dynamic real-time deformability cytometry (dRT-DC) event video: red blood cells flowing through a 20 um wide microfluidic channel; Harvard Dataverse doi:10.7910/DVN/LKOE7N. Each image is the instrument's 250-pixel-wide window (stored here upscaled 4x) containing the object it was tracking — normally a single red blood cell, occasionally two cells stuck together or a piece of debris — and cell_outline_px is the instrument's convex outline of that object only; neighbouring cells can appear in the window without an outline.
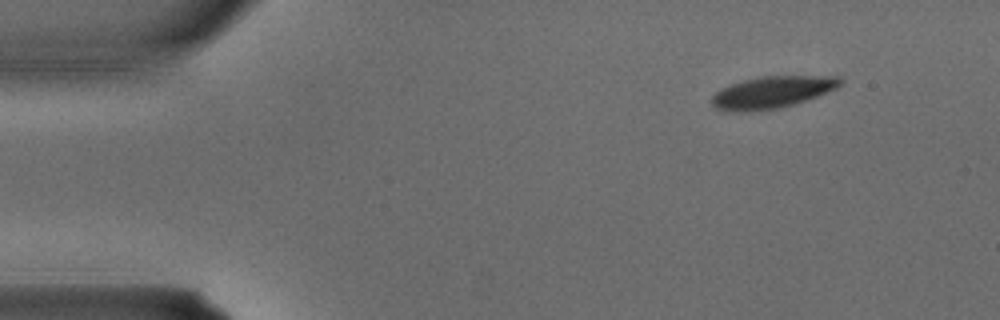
{"species": "common noctule bat (a hibernating species)", "species_latin": "Nyctalus noctula", "temperature_condition": "warm", "stored_images_in_passage": 3, "camera_frame_rate_fps": 3000, "um_per_image_px": 0.085, "animal": {"sex": "male", "body_mass_g": 15.6}, "frame": {"image": 1, "passage_image": 1, "time_ms": 0.0, "image_size_px": [1000, 320], "cell_outline_px": [[844, 80], [836, 88], [816, 96], [780, 108], [740, 112], [736, 112], [716, 108], [712, 104], [712, 96], [720, 88], [744, 80], [760, 76], [840, 76]], "centroid_in_image_um": [65.62, 7.83], "position_along_channel_um": 19.4, "area_um2": 23.58}}
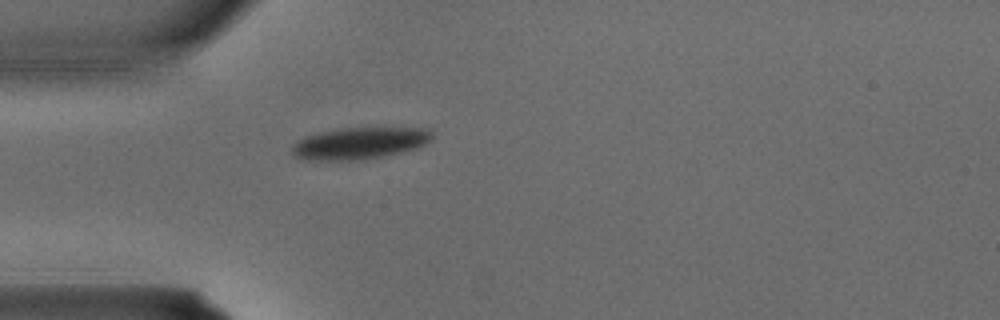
{"frame": {"image": 2, "passage_image": 3, "time_ms": 0.667, "image_size_px": [1000, 320], "cell_outline_px": [[432, 140], [416, 148], [384, 156], [364, 160], [308, 160], [296, 156], [292, 152], [292, 148], [296, 140], [304, 136], [320, 132], [340, 128], [424, 128], [432, 132]], "centroid_in_image_um": [30.55, 12.17], "position_along_channel_um": 54.5, "area_um2": 25.89}}